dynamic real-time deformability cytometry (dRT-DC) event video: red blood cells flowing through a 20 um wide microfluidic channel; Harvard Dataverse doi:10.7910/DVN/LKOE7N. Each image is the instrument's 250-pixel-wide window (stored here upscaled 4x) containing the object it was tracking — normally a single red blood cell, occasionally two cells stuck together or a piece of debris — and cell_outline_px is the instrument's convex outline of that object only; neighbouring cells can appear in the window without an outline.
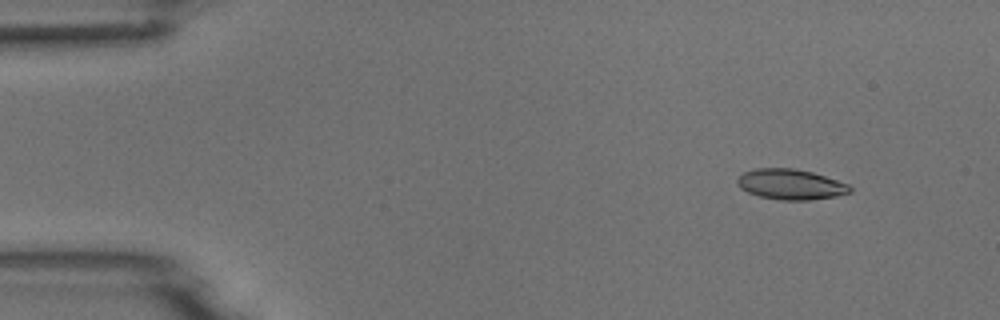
{"species": "common noctule bat (a hibernating species)", "species_latin": "Nyctalus noctula", "temperature_condition": "room temperature", "stored_images_in_passage": 5, "camera_frame_rate_fps": 3000, "um_per_image_px": 0.085, "animal": {"sex": "male", "body_mass_g": 18.8}, "frame": {"image": 1, "passage_image": 2, "time_ms": 1.0, "image_size_px": [1000, 320], "cell_outline_px": [[852, 192], [836, 196], [808, 200], [780, 200], [760, 196], [748, 192], [740, 188], [736, 180], [744, 172], [756, 168], [792, 168], [812, 172], [848, 184], [852, 188]], "centroid_in_image_um": [67.2, 15.67], "position_along_channel_um": 17.8, "area_um2": 19.83}}
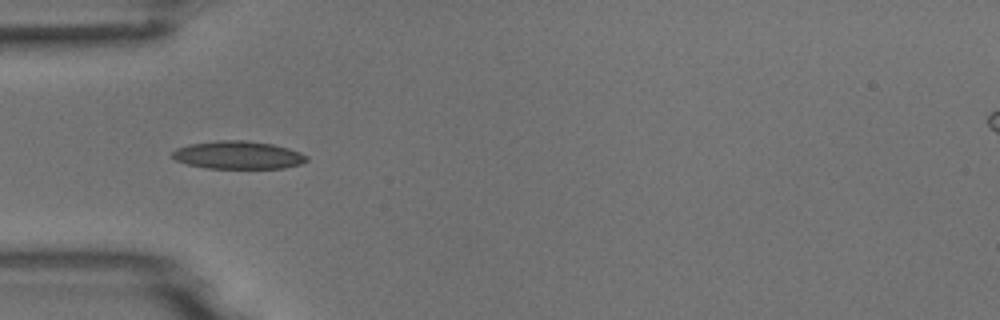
{"frame": {"image": 2, "passage_image": 5, "time_ms": 4.667, "image_size_px": [1000, 320], "cell_outline_px": [[308, 160], [300, 164], [284, 168], [208, 168], [188, 164], [176, 160], [172, 156], [172, 152], [176, 148], [188, 144], [216, 140], [244, 140], [272, 144], [288, 148], [300, 152], [308, 156]], "centroid_in_image_um": [20.24, 13.17], "position_along_channel_um": 64.8, "area_um2": 21.85}}